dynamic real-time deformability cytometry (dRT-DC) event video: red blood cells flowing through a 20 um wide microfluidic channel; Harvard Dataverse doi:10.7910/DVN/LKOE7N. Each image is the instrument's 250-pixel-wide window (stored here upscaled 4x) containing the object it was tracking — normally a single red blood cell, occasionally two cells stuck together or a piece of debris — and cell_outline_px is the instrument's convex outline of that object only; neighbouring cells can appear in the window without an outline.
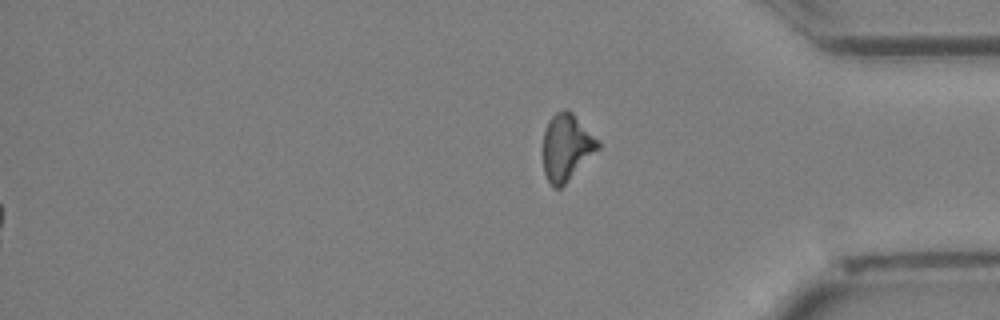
{"species": "Egyptian fruit bat (a non-hibernating species)", "species_latin": "Rousettus aegyptiacus", "temperature_condition": "cold", "stored_images_in_passage": 35, "segment_of_instrument_passage": [2, 2], "camera_frame_rate_fps": 3000, "um_per_image_px": 0.085, "animal": {"sex": "female"}, "frame": {"image": 1, "passage_image": 35, "time_ms": 11.333, "image_size_px": [1000, 320], "cell_outline_px": [[600, 148], [560, 188], [552, 188], [544, 172], [544, 132], [548, 120], [556, 112], [564, 108], [568, 108], [600, 140]], "centroid_in_image_um": [48.17, 12.48], "position_along_channel_um": 387.0, "area_um2": 21.33}}